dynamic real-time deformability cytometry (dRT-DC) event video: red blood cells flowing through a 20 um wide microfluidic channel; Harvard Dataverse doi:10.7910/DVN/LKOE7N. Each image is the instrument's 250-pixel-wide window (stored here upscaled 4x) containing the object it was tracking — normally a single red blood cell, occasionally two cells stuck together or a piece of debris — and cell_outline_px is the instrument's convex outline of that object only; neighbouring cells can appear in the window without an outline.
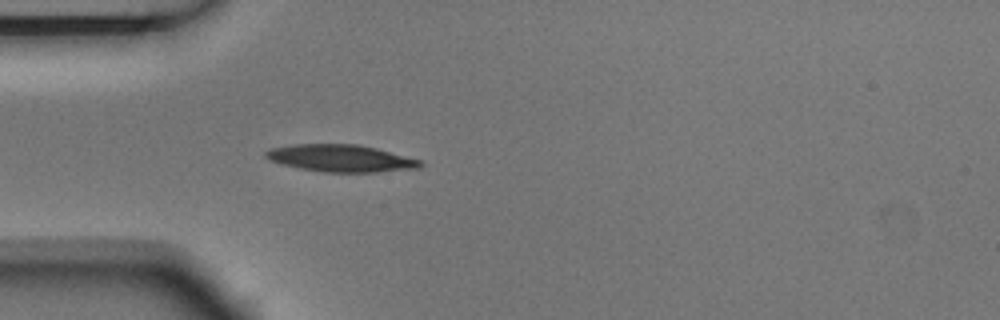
{"species": "Egyptian fruit bat (a non-hibernating species)", "species_latin": "Rousettus aegyptiacus", "temperature_condition": "room temperature", "stored_images_in_passage": 4, "camera_frame_rate_fps": 3000, "um_per_image_px": 0.085, "animal": {"sex": "male"}, "frame": {"image": 1, "passage_image": 4, "time_ms": 1.0, "image_size_px": [1000, 320], "cell_outline_px": [[424, 164], [420, 168], [376, 172], [324, 172], [300, 168], [280, 164], [268, 160], [264, 156], [264, 152], [272, 148], [292, 144], [356, 144], [376, 148], [424, 160]], "centroid_in_image_um": [28.99, 13.45], "position_along_channel_um": 56.0, "area_um2": 24.68}}